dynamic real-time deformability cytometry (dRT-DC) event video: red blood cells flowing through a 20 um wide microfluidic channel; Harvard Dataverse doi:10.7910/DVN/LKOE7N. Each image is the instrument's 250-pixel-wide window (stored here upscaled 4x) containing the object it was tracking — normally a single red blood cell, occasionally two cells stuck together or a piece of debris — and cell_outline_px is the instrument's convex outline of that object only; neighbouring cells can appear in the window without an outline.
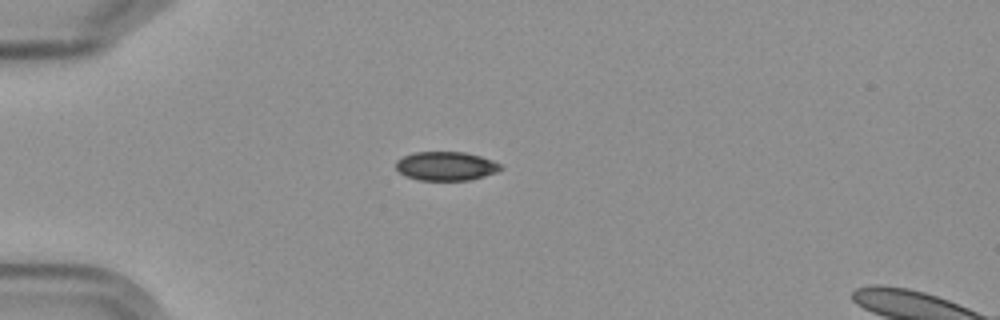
{"species": "Egyptian fruit bat (a non-hibernating species)", "species_latin": "Rousettus aegyptiacus", "temperature_condition": "cold", "stored_images_in_passage": 9, "camera_frame_rate_fps": 3000, "um_per_image_px": 0.085, "frame": {"image": 1, "passage_image": 3, "time_ms": 3.333, "image_size_px": [1000, 320], "cell_outline_px": [[504, 168], [496, 172], [484, 176], [468, 180], [420, 180], [404, 176], [396, 168], [396, 160], [404, 156], [416, 152], [464, 152], [480, 156], [492, 160], [500, 164]], "centroid_in_image_um": [37.9, 14.12], "position_along_channel_um": 47.1, "area_um2": 17.57}}
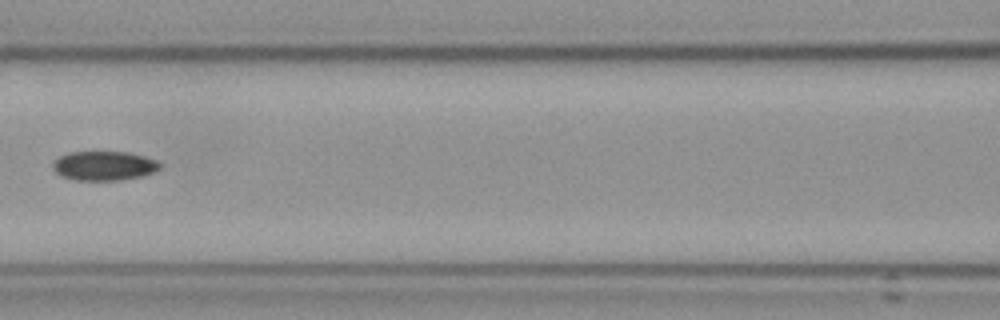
{"frame": {"image": 2, "passage_image": 6, "time_ms": 7.0, "image_size_px": [1000, 320], "cell_outline_px": [[160, 168], [144, 176], [124, 180], [76, 180], [60, 176], [52, 168], [52, 164], [60, 156], [68, 152], [128, 152], [144, 156], [156, 160], [160, 164]], "centroid_in_image_um": [8.84, 14.1], "position_along_channel_um": 157.8, "area_um2": 18.32}}
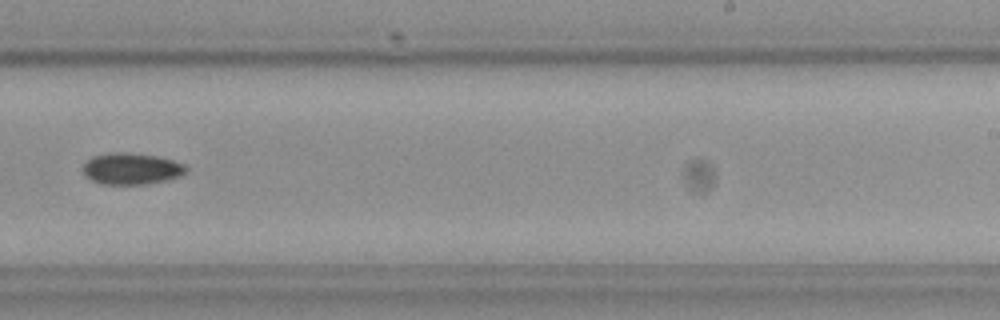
{"frame": {"image": 3, "passage_image": 9, "time_ms": 10.333, "image_size_px": [1000, 320], "cell_outline_px": [[188, 172], [180, 176], [168, 180], [148, 184], [100, 184], [92, 180], [84, 172], [84, 164], [92, 156], [112, 152], [128, 152], [156, 156], [172, 160], [184, 164], [188, 168]], "centroid_in_image_um": [11.22, 14.34], "position_along_channel_um": 277.8, "area_um2": 18.96}}